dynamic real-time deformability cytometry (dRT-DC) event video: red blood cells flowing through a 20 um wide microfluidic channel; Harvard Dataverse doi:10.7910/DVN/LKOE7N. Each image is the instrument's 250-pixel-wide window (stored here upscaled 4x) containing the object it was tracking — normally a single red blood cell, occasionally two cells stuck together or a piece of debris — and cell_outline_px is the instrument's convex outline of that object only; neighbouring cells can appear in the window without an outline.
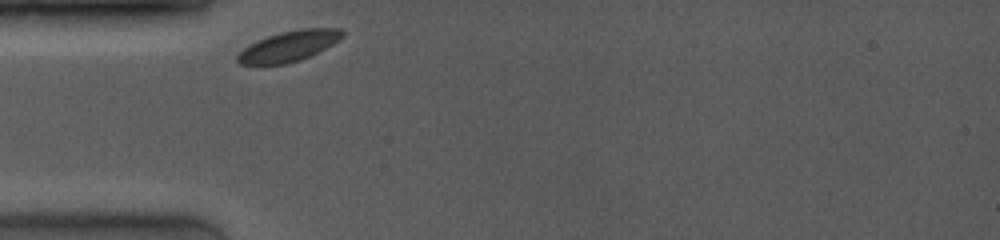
{"species": "common noctule bat (a hibernating species)", "species_latin": "Nyctalus noctula", "temperature_condition": "room temperature", "stored_images_in_passage": 2, "camera_frame_rate_fps": 4000, "um_per_image_px": 0.085, "animal": {"sex": "female", "body_mass_g": 19.0, "forearm_length_mm": 53.3}, "frame": {"image": 1, "passage_image": 1, "time_ms": 0.0, "image_size_px": [1000, 240], "cell_outline_px": [[344, 36], [340, 40], [300, 60], [288, 64], [240, 64], [236, 60], [236, 56], [244, 48], [268, 36], [280, 32], [300, 28], [340, 28], [344, 32]], "centroid_in_image_um": [24.58, 3.91], "position_along_channel_um": 60.4, "area_um2": 18.38}}